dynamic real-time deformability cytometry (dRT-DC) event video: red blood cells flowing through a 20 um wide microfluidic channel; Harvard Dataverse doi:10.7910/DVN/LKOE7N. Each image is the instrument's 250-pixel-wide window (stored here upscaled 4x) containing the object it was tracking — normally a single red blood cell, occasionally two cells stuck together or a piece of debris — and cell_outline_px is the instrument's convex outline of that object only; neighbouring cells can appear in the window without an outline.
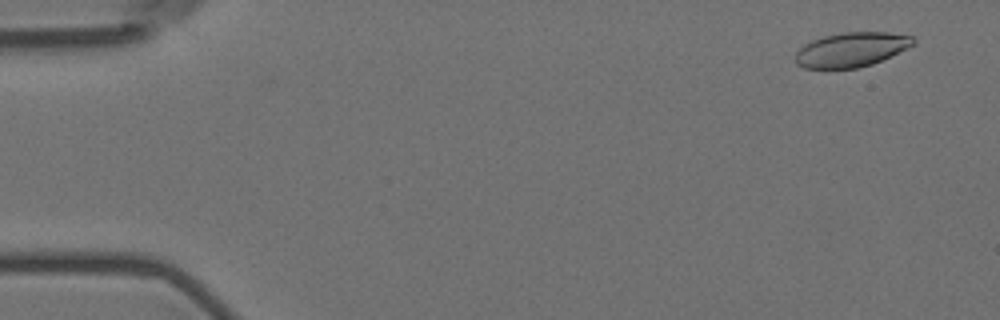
{"species": "Egyptian fruit bat (a non-hibernating species)", "species_latin": "Rousettus aegyptiacus", "temperature_condition": "room temperature", "stored_images_in_passage": 13, "camera_frame_rate_fps": 3000, "um_per_image_px": 0.085, "animal": {"sex": "female"}, "frame": {"image": 1, "passage_image": 4, "time_ms": 1.0, "image_size_px": [1000, 320], "cell_outline_px": [[916, 44], [908, 48], [872, 64], [856, 68], [804, 68], [796, 64], [796, 52], [804, 44], [812, 40], [824, 36], [844, 32], [888, 32], [912, 36], [916, 40]], "centroid_in_image_um": [72.38, 4.21], "position_along_channel_um": 12.6, "area_um2": 23.64}}